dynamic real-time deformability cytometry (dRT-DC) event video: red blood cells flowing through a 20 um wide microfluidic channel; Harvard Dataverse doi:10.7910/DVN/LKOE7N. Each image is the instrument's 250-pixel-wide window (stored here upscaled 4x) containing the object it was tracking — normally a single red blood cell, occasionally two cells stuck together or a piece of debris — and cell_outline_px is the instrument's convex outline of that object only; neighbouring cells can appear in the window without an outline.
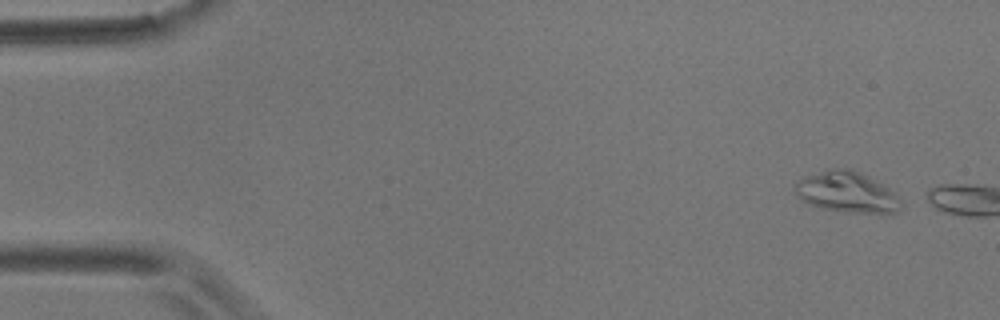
{"species": "common noctule bat (a hibernating species)", "species_latin": "Nyctalus noctula", "temperature_condition": "room temperature", "stored_images_in_passage": 2, "camera_frame_rate_fps": 3000, "um_per_image_px": 0.085, "animal": {"sex": "male", "body_mass_g": 17.9}, "frame": {"image": 1, "passage_image": 1, "time_ms": 0.0, "image_size_px": [1000, 320], "cell_outline_px": [[904, 204], [892, 216], [888, 216], [844, 212], [824, 208], [808, 204], [796, 196], [792, 188], [792, 184], [804, 176], [828, 168], [852, 168], [868, 176], [888, 188]], "centroid_in_image_um": [71.98, 16.36], "position_along_channel_um": 13.0, "area_um2": 26.13}}